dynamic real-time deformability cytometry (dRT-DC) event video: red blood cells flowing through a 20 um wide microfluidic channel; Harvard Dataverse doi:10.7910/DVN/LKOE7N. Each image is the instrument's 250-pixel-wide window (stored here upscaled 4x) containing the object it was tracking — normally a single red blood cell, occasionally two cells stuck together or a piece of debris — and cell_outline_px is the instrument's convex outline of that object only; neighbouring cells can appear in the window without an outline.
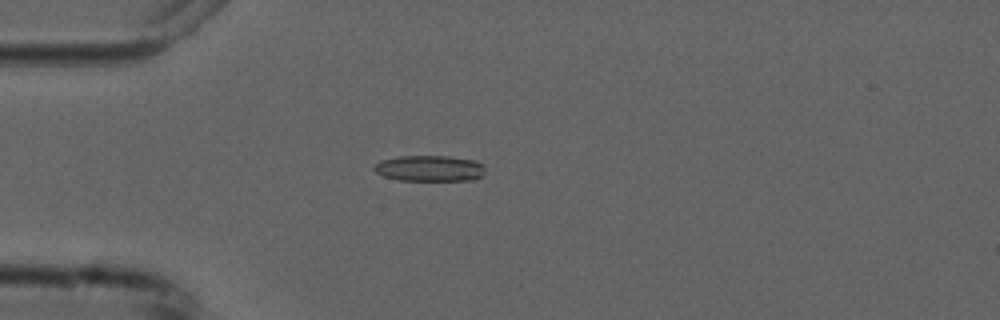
{"species": "common noctule bat (a hibernating species)", "species_latin": "Nyctalus noctula", "temperature_condition": "cold", "stored_images_in_passage": 5, "camera_frame_rate_fps": 3000, "um_per_image_px": 0.085, "animal": {"sex": "male", "forearm_length_mm": 52.5}, "frame": {"image": 1, "passage_image": 4, "time_ms": 3.667, "image_size_px": [1000, 320], "cell_outline_px": [[484, 172], [480, 176], [472, 180], [400, 180], [384, 176], [376, 172], [372, 168], [380, 160], [400, 156], [448, 156], [476, 160], [484, 168]], "centroid_in_image_um": [36.5, 14.3], "position_along_channel_um": 48.5, "area_um2": 16.65}}